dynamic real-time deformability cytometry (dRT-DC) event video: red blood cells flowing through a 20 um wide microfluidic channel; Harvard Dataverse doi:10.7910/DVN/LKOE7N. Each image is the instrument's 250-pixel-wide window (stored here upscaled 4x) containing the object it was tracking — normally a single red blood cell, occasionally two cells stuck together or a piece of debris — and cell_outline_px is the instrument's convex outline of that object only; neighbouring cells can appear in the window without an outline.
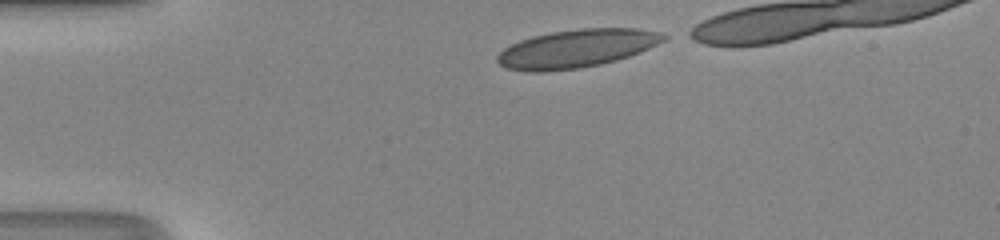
{"species": "human", "species_latin": "Homo sapiens", "temperature_condition": "room temperature", "stored_images_in_passage": 31, "camera_frame_rate_fps": 3000, "um_per_image_px": 0.085, "donor": {"sex": "male"}, "frame": {"image": 1, "passage_image": 1, "time_ms": 0.0, "image_size_px": [1000, 240], "cell_outline_px": [[672, 36], [640, 52], [616, 60], [600, 64], [580, 68], [544, 72], [532, 72], [504, 68], [496, 60], [496, 56], [504, 48], [520, 40], [532, 36], [552, 32], [580, 28], [640, 28], [664, 32]], "centroid_in_image_um": [49.03, 4.12], "position_along_channel_um": 36.0, "area_um2": 37.22}}
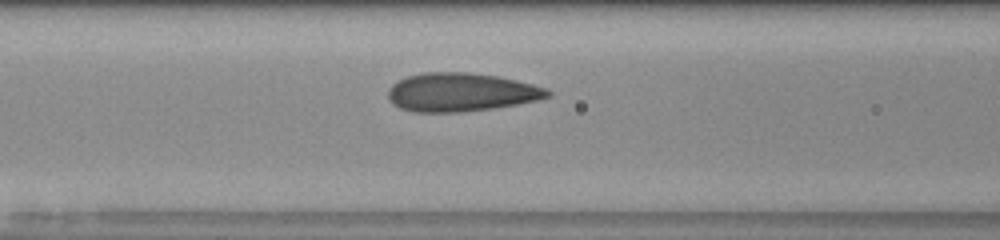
{"frame": {"image": 2, "passage_image": 11, "time_ms": 3.333, "image_size_px": [1000, 240], "cell_outline_px": [[552, 96], [536, 100], [516, 104], [492, 108], [460, 112], [412, 112], [400, 108], [392, 104], [388, 100], [388, 88], [392, 84], [408, 76], [424, 72], [468, 72], [500, 76], [548, 88], [552, 92]], "centroid_in_image_um": [39.18, 7.83], "position_along_channel_um": 127.4, "area_um2": 36.01}}
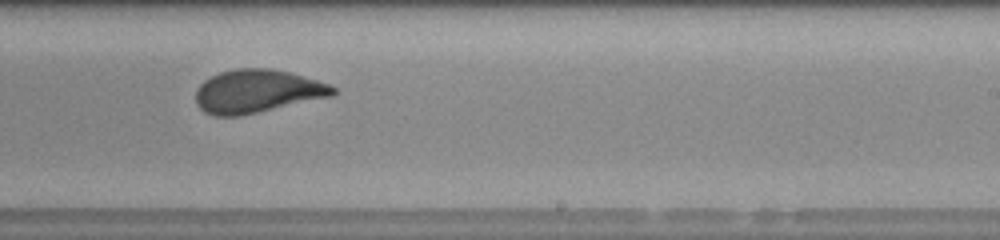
{"frame": {"image": 3, "passage_image": 21, "time_ms": 6.667, "image_size_px": [1000, 240], "cell_outline_px": [[336, 92], [332, 96], [240, 116], [212, 116], [204, 112], [196, 104], [196, 88], [204, 80], [220, 72], [236, 68], [268, 68], [292, 72], [328, 84], [336, 88]], "centroid_in_image_um": [21.83, 7.76], "position_along_channel_um": 267.2, "area_um2": 34.62}}